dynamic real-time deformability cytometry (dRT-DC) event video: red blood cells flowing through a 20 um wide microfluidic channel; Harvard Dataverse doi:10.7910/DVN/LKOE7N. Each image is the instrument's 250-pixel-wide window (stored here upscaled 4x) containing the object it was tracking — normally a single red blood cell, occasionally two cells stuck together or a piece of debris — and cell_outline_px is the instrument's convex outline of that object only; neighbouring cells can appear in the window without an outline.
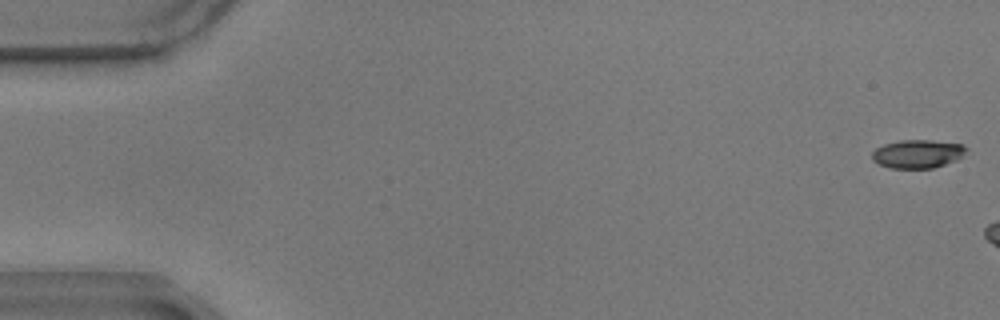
{"species": "common noctule bat (a hibernating species)", "species_latin": "Nyctalus noctula", "temperature_condition": "warm", "stored_images_in_passage": 7, "camera_frame_rate_fps": 3000, "um_per_image_px": 0.085, "animal": {"sex": "male", "body_mass_g": 17.9}, "frame": {"image": 1, "passage_image": 1, "time_ms": 0.0, "image_size_px": [1000, 320], "cell_outline_px": [[968, 148], [956, 160], [932, 168], [892, 168], [880, 164], [872, 160], [872, 152], [876, 148], [884, 144], [900, 140], [932, 140], [964, 144]], "centroid_in_image_um": [77.99, 13.06], "position_along_channel_um": 7.0, "area_um2": 15.49}}